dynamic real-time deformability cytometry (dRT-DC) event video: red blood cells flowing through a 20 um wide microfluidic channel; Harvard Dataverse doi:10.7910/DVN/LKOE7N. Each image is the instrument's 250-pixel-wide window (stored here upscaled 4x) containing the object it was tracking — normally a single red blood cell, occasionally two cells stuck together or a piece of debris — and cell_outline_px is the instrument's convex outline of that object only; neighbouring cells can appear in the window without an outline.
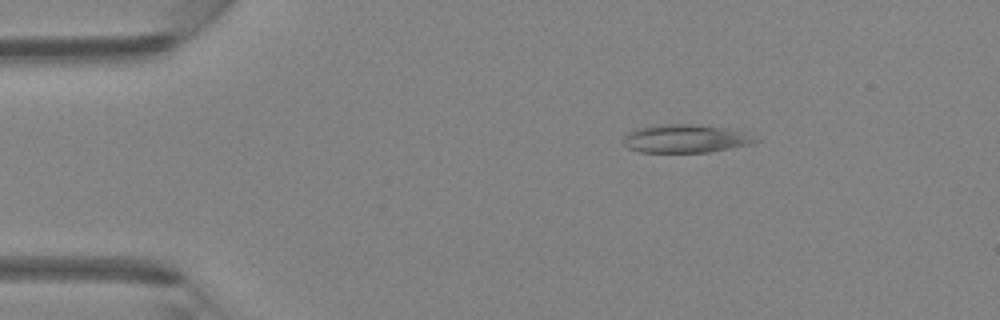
{"species": "Egyptian fruit bat (a non-hibernating species)", "species_latin": "Rousettus aegyptiacus", "temperature_condition": "room temperature", "stored_images_in_passage": 41, "camera_frame_rate_fps": 3000, "um_per_image_px": 0.085, "animal": {"sex": "female"}, "frame": {"image": 1, "passage_image": 3, "time_ms": 0.667, "image_size_px": [1000, 320], "cell_outline_px": [[764, 140], [752, 144], [708, 152], [640, 152], [628, 148], [624, 144], [624, 136], [628, 132], [636, 128], [656, 124], [692, 124], [724, 128], [740, 132]], "centroid_in_image_um": [58.24, 11.78], "position_along_channel_um": 26.8, "area_um2": 21.68}}
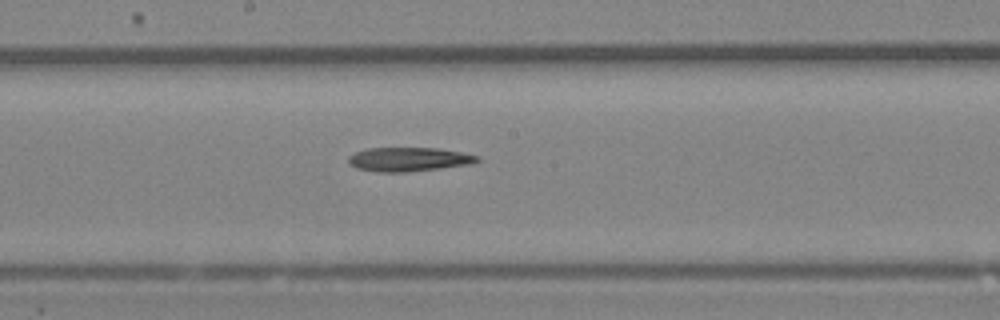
{"frame": {"image": 2, "passage_image": 20, "time_ms": 6.333, "image_size_px": [1000, 320], "cell_outline_px": [[480, 160], [476, 164], [404, 172], [376, 172], [356, 168], [348, 164], [348, 156], [356, 152], [368, 148], [436, 148], [460, 152], [480, 156]], "centroid_in_image_um": [34.76, 13.55], "position_along_channel_um": 213.4, "area_um2": 18.15}}
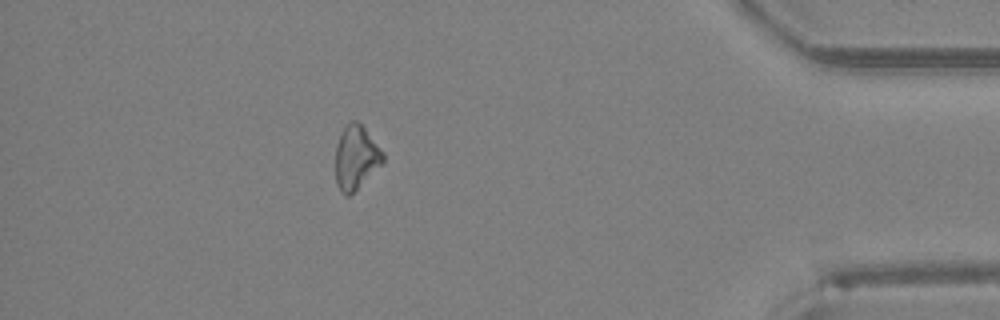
{"frame": {"image": 3, "passage_image": 36, "time_ms": 11.667, "image_size_px": [1000, 320], "cell_outline_px": [[384, 164], [348, 196], [344, 196], [340, 192], [336, 184], [336, 144], [344, 128], [352, 120], [356, 120], [364, 128], [384, 152]], "centroid_in_image_um": [30.27, 13.42], "position_along_channel_um": 404.9, "area_um2": 17.63}}